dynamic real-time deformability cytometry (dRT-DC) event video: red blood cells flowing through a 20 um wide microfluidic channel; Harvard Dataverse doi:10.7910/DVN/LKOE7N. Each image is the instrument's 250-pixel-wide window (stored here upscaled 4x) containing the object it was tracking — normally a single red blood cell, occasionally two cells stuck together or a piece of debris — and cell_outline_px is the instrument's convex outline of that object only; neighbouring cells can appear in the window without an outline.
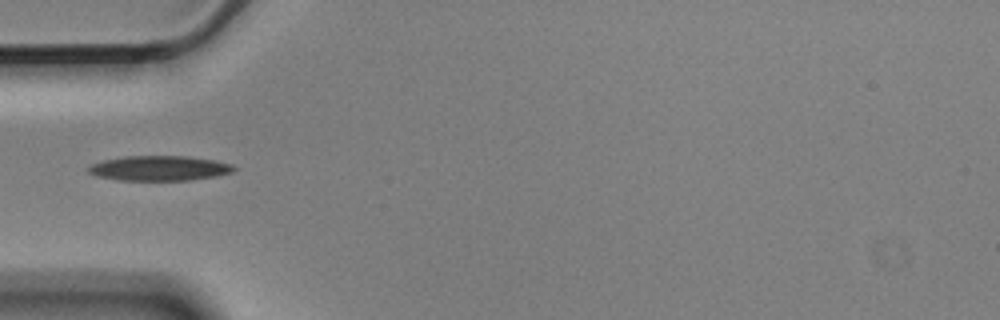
{"species": "Egyptian fruit bat (a non-hibernating species)", "species_latin": "Rousettus aegyptiacus", "temperature_condition": "cold", "stored_images_in_passage": 4, "camera_frame_rate_fps": 3000, "um_per_image_px": 0.085, "animal": {"sex": "male"}, "frame": {"image": 1, "passage_image": 4, "time_ms": 1.0, "image_size_px": [1000, 320], "cell_outline_px": [[236, 168], [232, 172], [216, 176], [192, 180], [116, 180], [96, 176], [88, 172], [88, 168], [92, 164], [104, 160], [124, 156], [184, 156], [212, 160], [232, 164]], "centroid_in_image_um": [13.53, 14.3], "position_along_channel_um": 71.5, "area_um2": 21.04}}